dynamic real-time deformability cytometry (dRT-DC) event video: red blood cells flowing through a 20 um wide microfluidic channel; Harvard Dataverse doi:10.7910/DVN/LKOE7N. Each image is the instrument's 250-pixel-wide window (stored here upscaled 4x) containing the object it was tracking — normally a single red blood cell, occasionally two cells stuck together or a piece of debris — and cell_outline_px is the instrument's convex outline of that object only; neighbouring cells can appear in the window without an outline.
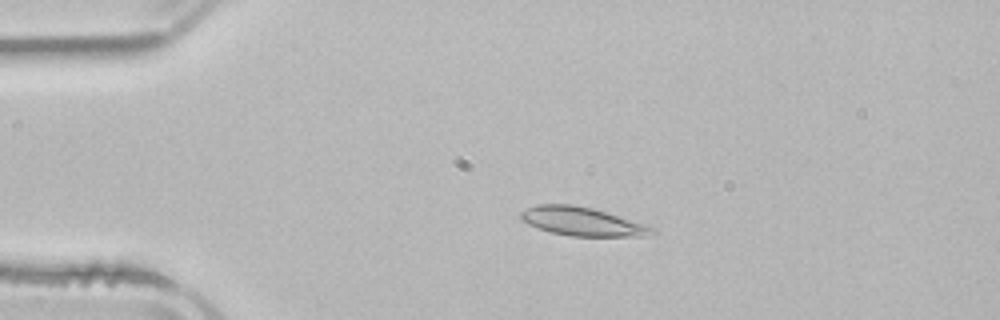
{"species": "common noctule bat (a hibernating species)", "species_latin": "Nyctalus noctula", "temperature_condition": "room temperature", "stored_images_in_passage": 4, "camera_frame_rate_fps": 3000, "um_per_image_px": 0.085, "animal": {"sex": "male", "body_mass_g": 21.5, "forearm_length_mm": 52.0}, "frame": {"image": 1, "passage_image": 3, "time_ms": 2.667, "image_size_px": [1000, 320], "cell_outline_px": [[656, 232], [644, 236], [572, 236], [548, 232], [528, 224], [520, 220], [520, 212], [536, 204], [572, 204], [592, 208], [656, 228]], "centroid_in_image_um": [49.43, 18.83], "position_along_channel_um": 35.6, "area_um2": 21.73}}